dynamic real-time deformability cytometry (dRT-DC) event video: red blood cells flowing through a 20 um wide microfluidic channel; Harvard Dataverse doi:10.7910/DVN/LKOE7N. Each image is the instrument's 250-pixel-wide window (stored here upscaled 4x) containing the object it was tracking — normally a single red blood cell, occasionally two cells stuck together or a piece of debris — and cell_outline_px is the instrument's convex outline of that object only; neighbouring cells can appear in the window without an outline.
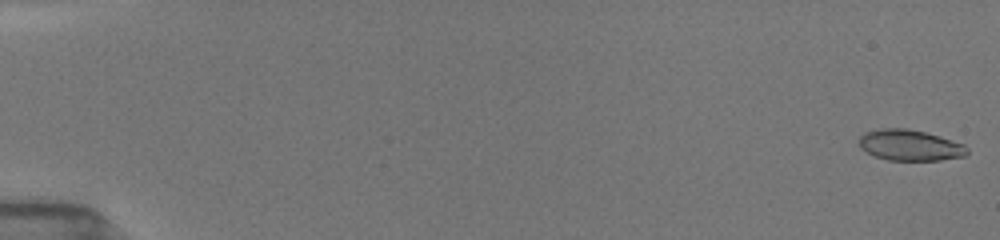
{"species": "common noctule bat (a hibernating species)", "species_latin": "Nyctalus noctula", "temperature_condition": "room temperature", "stored_images_in_passage": 9, "camera_frame_rate_fps": 3000, "um_per_image_px": 0.085, "animal": {"sex": "female", "body_mass_g": 19.5, "forearm_length_mm": 54.1}, "frame": {"image": 1, "passage_image": 1, "time_ms": 0.0, "image_size_px": [1000, 240], "cell_outline_px": [[968, 152], [964, 156], [940, 160], [888, 160], [876, 156], [860, 148], [860, 136], [864, 132], [880, 128], [904, 128], [924, 132], [940, 136], [964, 144], [968, 148]], "centroid_in_image_um": [77.35, 12.34], "position_along_channel_um": 7.7, "area_um2": 19.36}}
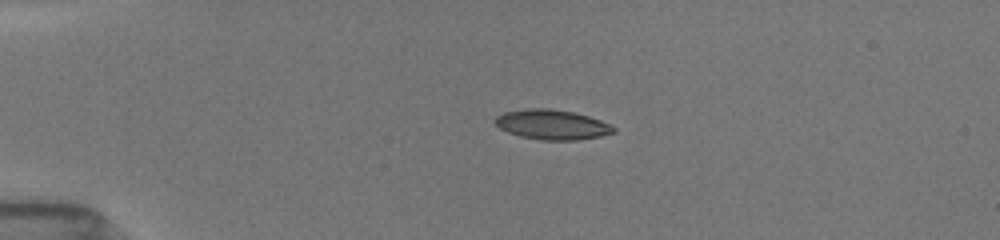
{"frame": {"image": 2, "passage_image": 6, "time_ms": 4.0, "image_size_px": [1000, 240], "cell_outline_px": [[616, 132], [600, 136], [576, 140], [544, 140], [520, 136], [508, 132], [500, 128], [492, 120], [496, 116], [504, 112], [528, 108], [548, 108], [572, 112], [588, 116], [600, 120], [616, 128]], "centroid_in_image_um": [46.9, 10.59], "position_along_channel_um": 38.1, "area_um2": 20.52}}
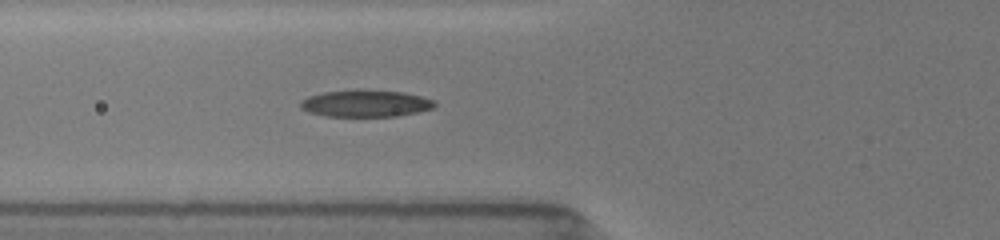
{"frame": {"image": 3, "passage_image": 9, "time_ms": 6.667, "image_size_px": [1000, 240], "cell_outline_px": [[436, 104], [432, 108], [416, 112], [396, 116], [324, 116], [308, 112], [300, 108], [300, 100], [308, 96], [324, 92], [356, 88], [404, 92], [436, 100]], "centroid_in_image_um": [31.04, 8.77], "position_along_channel_um": 94.8, "area_um2": 21.39}}